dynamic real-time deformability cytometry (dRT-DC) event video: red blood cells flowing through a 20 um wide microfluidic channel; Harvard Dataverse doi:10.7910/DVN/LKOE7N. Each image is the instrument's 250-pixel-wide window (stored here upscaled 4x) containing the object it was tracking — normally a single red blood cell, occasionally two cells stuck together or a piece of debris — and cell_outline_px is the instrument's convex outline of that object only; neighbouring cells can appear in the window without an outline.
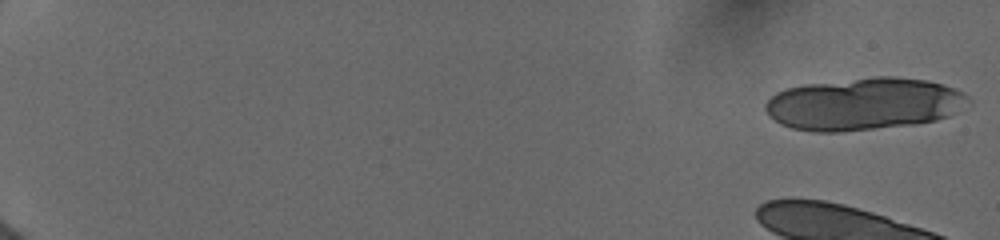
{"species": "human", "species_latin": "Homo sapiens", "temperature_condition": "cold", "stored_images_in_passage": 13, "camera_frame_rate_fps": 3000, "um_per_image_px": 0.085, "donor": {"sex": "female"}, "frame": {"image": 1, "passage_image": 1, "time_ms": 0.0, "image_size_px": [1000, 240], "cell_outline_px": [[972, 100], [948, 116], [936, 120], [916, 124], [840, 132], [812, 132], [792, 128], [780, 124], [768, 116], [764, 108], [764, 104], [776, 92], [788, 88], [804, 84], [876, 76], [892, 76], [924, 80], [944, 84], [968, 96]], "centroid_in_image_um": [73.38, 8.84], "position_along_channel_um": 11.6, "area_um2": 61.96}}